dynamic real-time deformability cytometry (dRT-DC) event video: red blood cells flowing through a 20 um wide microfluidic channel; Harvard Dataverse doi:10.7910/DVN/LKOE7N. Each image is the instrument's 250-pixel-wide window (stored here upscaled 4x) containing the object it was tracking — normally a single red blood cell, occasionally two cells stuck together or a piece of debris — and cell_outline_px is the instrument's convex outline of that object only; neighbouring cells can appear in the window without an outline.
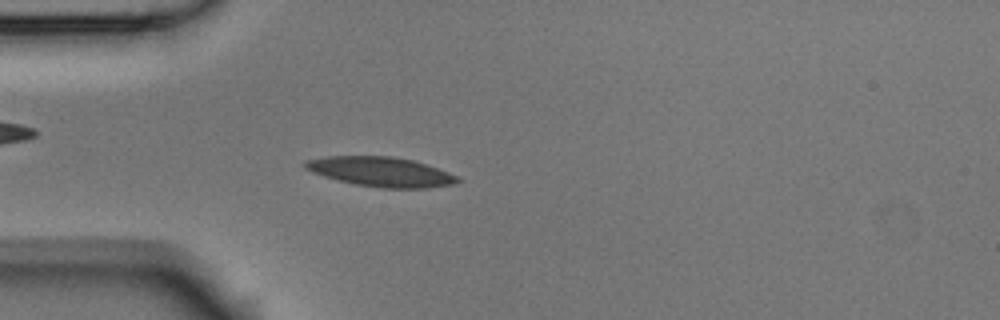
{"species": "Egyptian fruit bat (a non-hibernating species)", "species_latin": "Rousettus aegyptiacus", "temperature_condition": "room temperature", "stored_images_in_passage": 3, "camera_frame_rate_fps": 3000, "um_per_image_px": 0.085, "animal": {"sex": "male"}, "frame": {"image": 1, "passage_image": 3, "time_ms": 0.667, "image_size_px": [1000, 320], "cell_outline_px": [[464, 180], [452, 184], [428, 188], [380, 188], [356, 184], [336, 180], [312, 172], [304, 168], [304, 160], [328, 156], [392, 156], [412, 160], [448, 172]], "centroid_in_image_um": [32.35, 14.6], "position_along_channel_um": 52.7, "area_um2": 26.24}}